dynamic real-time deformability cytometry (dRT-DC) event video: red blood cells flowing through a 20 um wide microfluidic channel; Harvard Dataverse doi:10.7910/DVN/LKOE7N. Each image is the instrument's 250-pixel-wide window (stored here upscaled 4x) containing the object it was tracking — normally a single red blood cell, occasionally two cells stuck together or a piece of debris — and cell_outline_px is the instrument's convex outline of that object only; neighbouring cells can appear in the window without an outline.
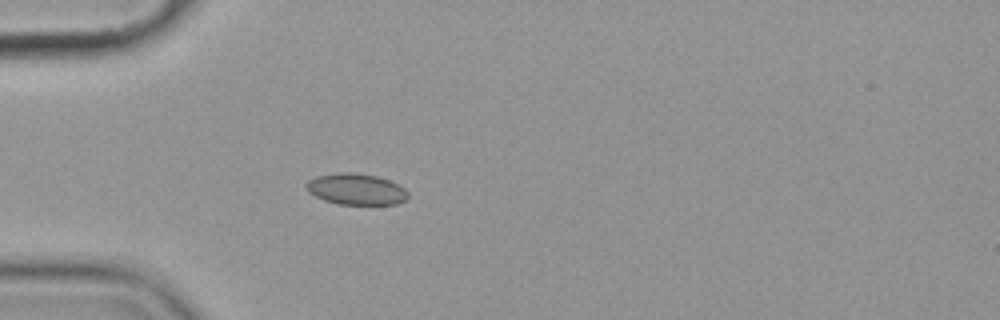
{"species": "common noctule bat (a hibernating species)", "species_latin": "Nyctalus noctula", "temperature_condition": "cold", "stored_images_in_passage": 4, "camera_frame_rate_fps": 3000, "um_per_image_px": 0.085, "animal": {"sex": "female", "body_mass_g": 19.9}, "frame": {"image": 1, "passage_image": 4, "time_ms": 4.333, "image_size_px": [1000, 320], "cell_outline_px": [[408, 196], [404, 200], [396, 204], [340, 204], [324, 200], [308, 192], [304, 184], [308, 180], [316, 176], [344, 172], [352, 172], [376, 176], [388, 180], [404, 188], [408, 192]], "centroid_in_image_um": [30.24, 16.08], "position_along_channel_um": 54.8, "area_um2": 18.32}}